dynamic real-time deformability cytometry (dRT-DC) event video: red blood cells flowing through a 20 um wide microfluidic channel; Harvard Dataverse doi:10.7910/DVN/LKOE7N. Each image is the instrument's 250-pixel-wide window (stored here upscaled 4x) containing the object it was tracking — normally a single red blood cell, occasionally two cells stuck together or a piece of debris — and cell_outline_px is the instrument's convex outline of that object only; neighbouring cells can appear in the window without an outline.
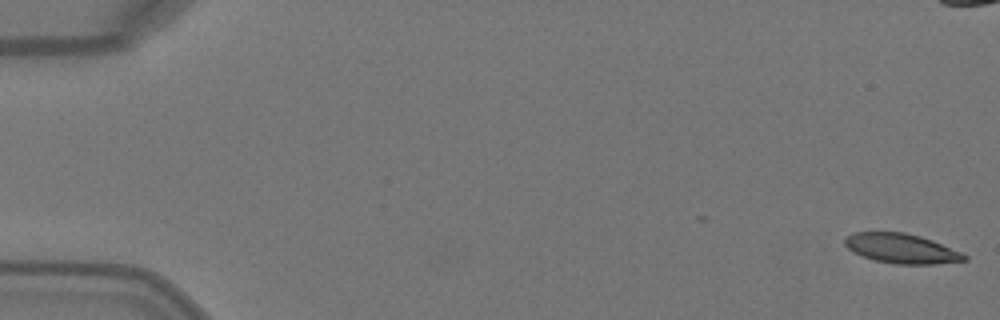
{"species": "Egyptian fruit bat (a non-hibernating species)", "species_latin": "Rousettus aegyptiacus", "temperature_condition": "warm", "stored_images_in_passage": 5, "camera_frame_rate_fps": 3000, "um_per_image_px": 0.085, "animal": {"sex": "female"}, "frame": {"image": 1, "passage_image": 1, "time_ms": 0.0, "image_size_px": [1000, 320], "cell_outline_px": [[968, 260], [936, 264], [896, 264], [872, 260], [852, 252], [844, 244], [844, 240], [852, 232], [904, 232], [920, 236], [932, 240], [960, 252], [968, 256]], "centroid_in_image_um": [76.6, 21.13], "position_along_channel_um": 8.4, "area_um2": 20.69}}